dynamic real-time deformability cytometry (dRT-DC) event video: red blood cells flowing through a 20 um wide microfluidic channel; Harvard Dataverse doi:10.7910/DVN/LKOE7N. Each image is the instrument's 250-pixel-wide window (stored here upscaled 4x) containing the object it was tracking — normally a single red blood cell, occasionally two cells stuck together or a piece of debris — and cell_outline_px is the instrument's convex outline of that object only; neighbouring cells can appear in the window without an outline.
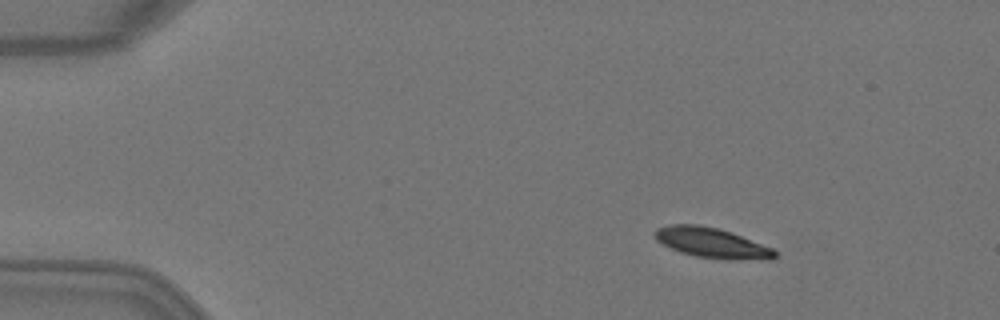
{"species": "Egyptian fruit bat (a non-hibernating species)", "species_latin": "Rousettus aegyptiacus", "temperature_condition": "warm", "stored_images_in_passage": 4, "camera_frame_rate_fps": 3000, "um_per_image_px": 0.085, "animal": {"sex": "female"}, "frame": {"image": 1, "passage_image": 2, "time_ms": 0.333, "image_size_px": [1000, 320], "cell_outline_px": [[776, 256], [768, 260], [732, 260], [696, 256], [680, 252], [656, 240], [652, 232], [656, 228], [668, 224], [700, 224], [720, 228], [732, 232], [772, 248], [776, 252]], "centroid_in_image_um": [60.49, 20.63], "position_along_channel_um": 24.5, "area_um2": 21.27}}